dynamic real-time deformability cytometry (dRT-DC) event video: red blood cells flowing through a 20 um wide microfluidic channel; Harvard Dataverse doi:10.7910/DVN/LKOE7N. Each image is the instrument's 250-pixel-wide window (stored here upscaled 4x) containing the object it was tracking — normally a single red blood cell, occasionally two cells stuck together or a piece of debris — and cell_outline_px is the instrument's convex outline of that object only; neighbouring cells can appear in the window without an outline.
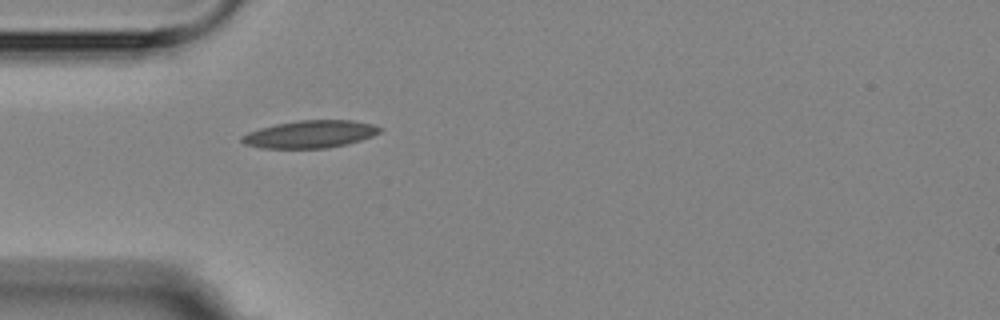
{"species": "Egyptian fruit bat (a non-hibernating species)", "species_latin": "Rousettus aegyptiacus", "temperature_condition": "room temperature", "stored_images_in_passage": 1, "camera_frame_rate_fps": 3000, "um_per_image_px": 0.085, "animal": {"sex": "female"}, "frame": {"image": 1, "passage_image": 1, "time_ms": 0.0, "image_size_px": [1000, 320], "cell_outline_px": [[384, 128], [380, 132], [372, 136], [348, 144], [328, 148], [260, 148], [244, 144], [240, 140], [240, 136], [248, 132], [260, 128], [276, 124], [300, 120], [352, 120], [372, 124]], "centroid_in_image_um": [26.36, 11.41], "position_along_channel_um": 58.6, "area_um2": 22.2}}